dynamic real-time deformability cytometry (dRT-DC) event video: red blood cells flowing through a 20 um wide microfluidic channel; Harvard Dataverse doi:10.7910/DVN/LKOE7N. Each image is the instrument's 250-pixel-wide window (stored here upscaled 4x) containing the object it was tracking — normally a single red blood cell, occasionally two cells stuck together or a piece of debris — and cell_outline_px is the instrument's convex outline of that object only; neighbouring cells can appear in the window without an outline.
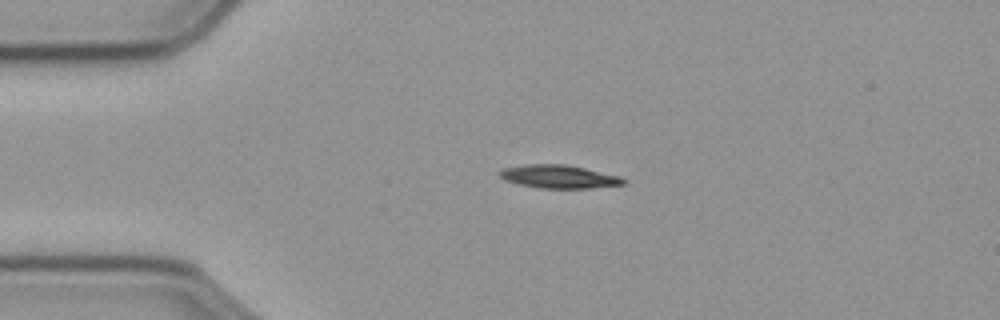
{"species": "common noctule bat (a hibernating species)", "species_latin": "Nyctalus noctula", "temperature_condition": "cold", "stored_images_in_passage": 45, "camera_frame_rate_fps": 3000, "um_per_image_px": 0.085, "animal": {"sex": "male", "body_mass_g": 23.1, "forearm_length_mm": 52.7}, "frame": {"image": 1, "passage_image": 1, "time_ms": 0.0, "image_size_px": [1000, 320], "cell_outline_px": [[628, 180], [624, 184], [588, 188], [540, 188], [520, 184], [504, 180], [500, 176], [500, 172], [504, 168], [524, 164], [564, 164], [584, 168], [620, 176]], "centroid_in_image_um": [47.52, 15.01], "position_along_channel_um": 37.5, "area_um2": 16.59}}
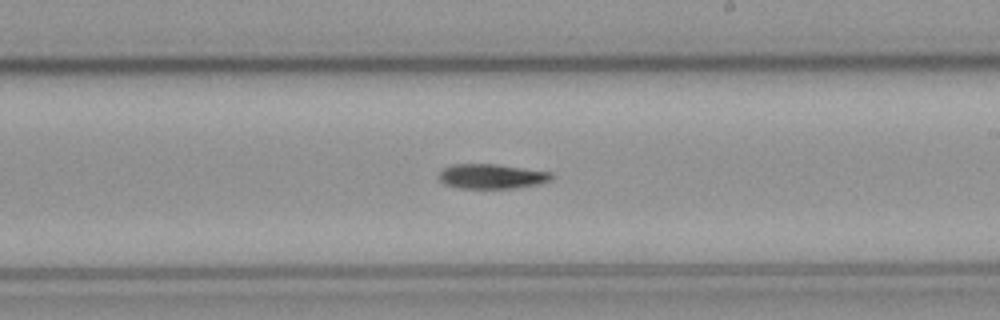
{"frame": {"image": 2, "passage_image": 21, "time_ms": 6.667, "image_size_px": [1000, 320], "cell_outline_px": [[552, 180], [540, 184], [516, 188], [460, 188], [444, 184], [440, 180], [440, 172], [444, 168], [452, 164], [496, 164], [552, 172]], "centroid_in_image_um": [41.83, 14.99], "position_along_channel_um": 247.2, "area_um2": 16.24}}
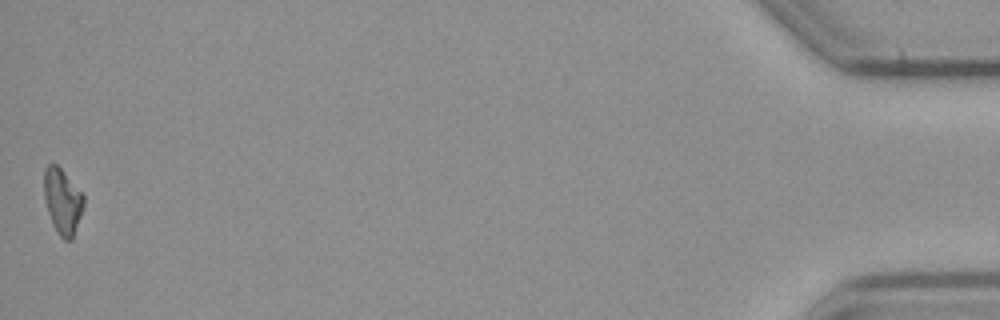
{"frame": {"image": 3, "passage_image": 45, "time_ms": 14.667, "image_size_px": [1000, 320], "cell_outline_px": [[84, 204], [72, 240], [64, 240], [60, 236], [52, 224], [48, 212], [44, 196], [44, 168], [48, 164], [56, 164], [60, 168], [84, 196]], "centroid_in_image_um": [5.3, 17.11], "position_along_channel_um": 429.9, "area_um2": 14.85}, "authors_computed_cell_mechanics": {"area_um2": 16.1262, "velocity_mm_per_s": 3.604, "shape_relaxation_time_tau1_ms": 3.9554, "shape_relaxation_time_tau2_ms": null, "deformation_change_tau1": 0.1347, "deformation_change_tau2": null}}